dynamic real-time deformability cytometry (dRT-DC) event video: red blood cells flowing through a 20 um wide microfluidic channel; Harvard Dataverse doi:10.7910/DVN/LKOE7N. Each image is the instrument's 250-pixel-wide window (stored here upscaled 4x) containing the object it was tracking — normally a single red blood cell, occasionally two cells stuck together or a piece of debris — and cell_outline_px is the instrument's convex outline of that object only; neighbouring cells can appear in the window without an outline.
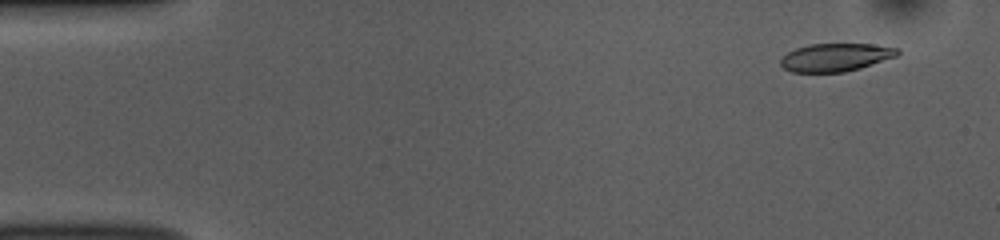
{"species": "common noctule bat (a hibernating species)", "species_latin": "Nyctalus noctula", "temperature_condition": "room temperature", "stored_images_in_passage": 52, "camera_frame_rate_fps": 3000, "um_per_image_px": 0.085, "animal": {"sex": "female", "body_mass_g": 10.0, "forearm_length_mm": 53.1}, "frame": {"image": 1, "passage_image": 4, "time_ms": 1.0, "image_size_px": [1000, 240], "cell_outline_px": [[900, 52], [896, 56], [860, 68], [844, 72], [792, 72], [784, 68], [780, 64], [780, 60], [788, 52], [796, 48], [808, 44], [872, 44], [900, 48]], "centroid_in_image_um": [71.03, 4.87], "position_along_channel_um": 14.0, "area_um2": 19.02}}
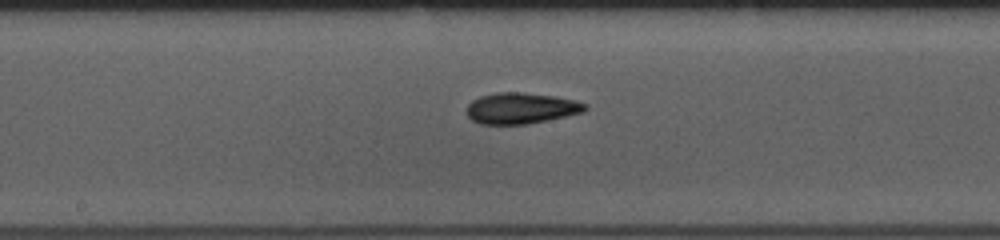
{"frame": {"image": 2, "passage_image": 27, "time_ms": 8.667, "image_size_px": [1000, 240], "cell_outline_px": [[588, 108], [584, 112], [548, 120], [528, 124], [480, 124], [472, 120], [468, 116], [468, 104], [472, 100], [480, 96], [496, 92], [524, 92], [556, 96], [576, 100], [588, 104]], "centroid_in_image_um": [44.33, 9.19], "position_along_channel_um": 203.9, "area_um2": 21.62}}
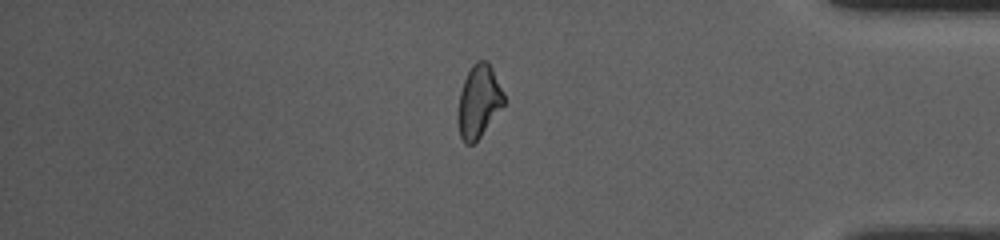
{"frame": {"image": 3, "passage_image": 44, "time_ms": 14.333, "image_size_px": [1000, 240], "cell_outline_px": [[508, 100], [480, 136], [472, 144], [464, 144], [460, 136], [456, 116], [460, 92], [464, 80], [472, 64], [476, 60], [488, 60]], "centroid_in_image_um": [40.7, 8.6], "position_along_channel_um": 394.5, "area_um2": 19.77}, "authors_computed_cell_mechanics": {"area_um2": 20.519, "velocity_mm_per_s": 3.8595, "shape_relaxation_time_tau1_ms": 4.4944, "shape_relaxation_time_tau2_ms": null, "deformation_change_tau1": 0.1274, "deformation_change_tau2": null}}